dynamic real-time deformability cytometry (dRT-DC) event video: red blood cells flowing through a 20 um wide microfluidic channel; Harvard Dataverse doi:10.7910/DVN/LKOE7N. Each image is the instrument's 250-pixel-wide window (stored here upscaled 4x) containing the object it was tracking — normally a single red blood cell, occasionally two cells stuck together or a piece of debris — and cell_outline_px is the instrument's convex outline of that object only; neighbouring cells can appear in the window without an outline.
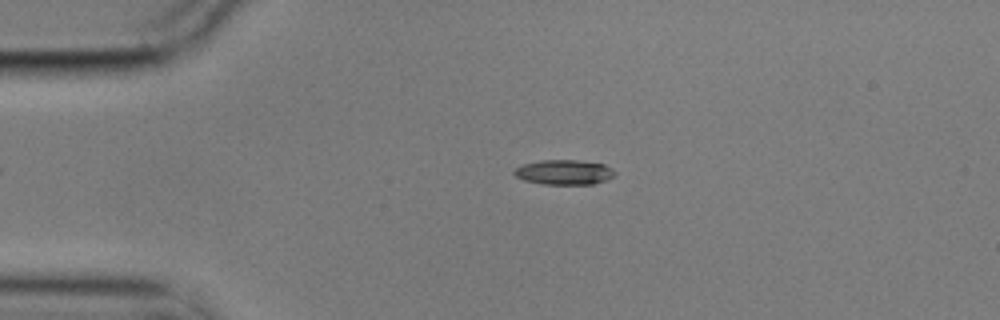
{"species": "common noctule bat (a hibernating species)", "species_latin": "Nyctalus noctula", "temperature_condition": "cold", "stored_images_in_passage": 33, "camera_frame_rate_fps": 3000, "um_per_image_px": 0.085, "animal": {"sex": "male", "body_mass_g": 17.9}, "frame": {"image": 1, "passage_image": 1, "time_ms": 0.0, "image_size_px": [1000, 320], "cell_outline_px": [[616, 172], [612, 176], [604, 180], [592, 184], [544, 184], [524, 180], [516, 176], [512, 172], [516, 168], [524, 164], [540, 160], [576, 160], [604, 164], [612, 168]], "centroid_in_image_um": [47.93, 14.63], "position_along_channel_um": 37.1, "area_um2": 14.39}}
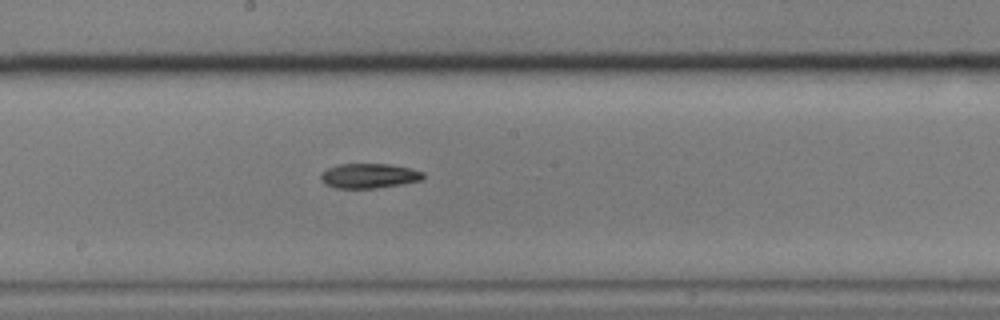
{"frame": {"image": 2, "passage_image": 19, "time_ms": 6.0, "image_size_px": [1000, 320], "cell_outline_px": [[424, 176], [420, 180], [400, 184], [376, 188], [336, 188], [324, 184], [320, 180], [320, 172], [328, 168], [340, 164], [388, 164], [412, 168], [424, 172]], "centroid_in_image_um": [31.33, 14.94], "position_along_channel_um": 216.9, "area_um2": 14.8}}
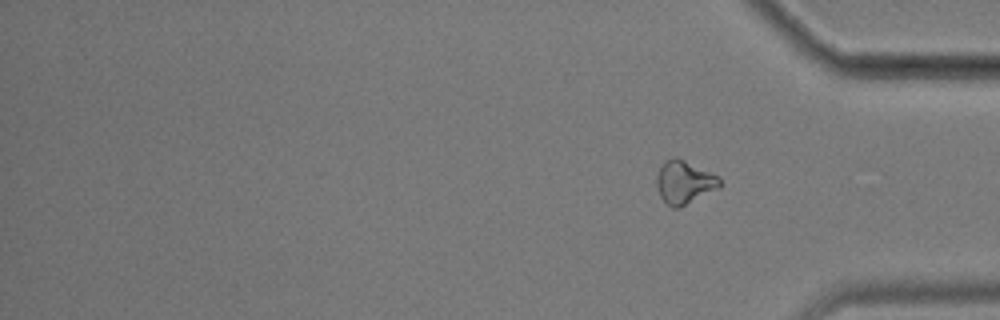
{"frame": {"image": 3, "passage_image": 33, "time_ms": 10.667, "image_size_px": [1000, 320], "cell_outline_px": [[720, 188], [680, 208], [672, 208], [660, 196], [656, 184], [656, 176], [664, 160], [672, 156], [676, 156], [720, 176]], "centroid_in_image_um": [58.17, 15.48], "position_along_channel_um": 377.0, "area_um2": 16.13}, "authors_computed_cell_mechanics": {"area_um2": 14.6234, "velocity_mm_per_s": 3.5478, "shape_relaxation_time_tau1_ms": 8.1039, "shape_relaxation_time_tau2_ms": 4.571, "deformation_change_tau1": 0.2011, "deformation_change_tau2": 0.1375}}